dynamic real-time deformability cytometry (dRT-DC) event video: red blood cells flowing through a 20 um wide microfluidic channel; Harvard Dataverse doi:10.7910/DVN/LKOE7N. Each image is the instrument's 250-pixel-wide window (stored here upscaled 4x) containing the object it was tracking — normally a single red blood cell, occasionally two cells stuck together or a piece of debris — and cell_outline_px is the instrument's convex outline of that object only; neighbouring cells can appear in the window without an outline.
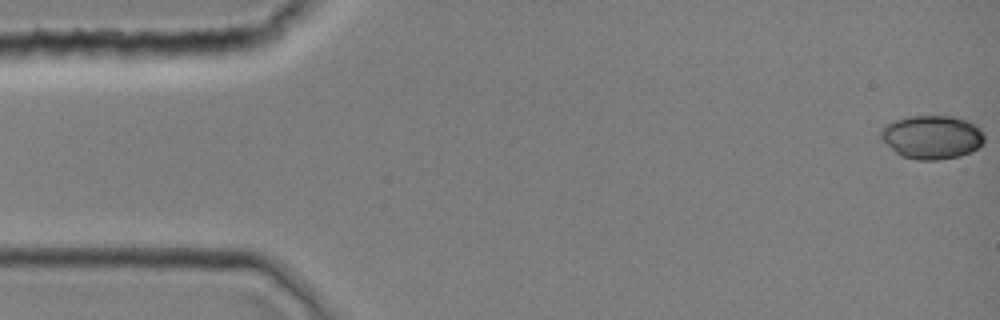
{"species": "common noctule bat (a hibernating species)", "species_latin": "Nyctalus noctula", "temperature_condition": "room temperature", "stored_images_in_passage": 40, "camera_frame_rate_fps": 3000, "um_per_image_px": 0.085, "animal": {"sex": "female", "body_mass_g": 19.0, "forearm_length_mm": 51.5}, "frame": {"image": 1, "passage_image": 1, "time_ms": 0.0, "image_size_px": [1000, 320], "cell_outline_px": [[984, 140], [972, 152], [960, 156], [936, 160], [916, 160], [900, 156], [880, 136], [880, 128], [884, 124], [908, 116], [952, 116], [968, 120], [976, 124], [984, 132]], "centroid_in_image_um": [79.23, 11.64], "position_along_channel_um": 5.8, "area_um2": 26.47}}
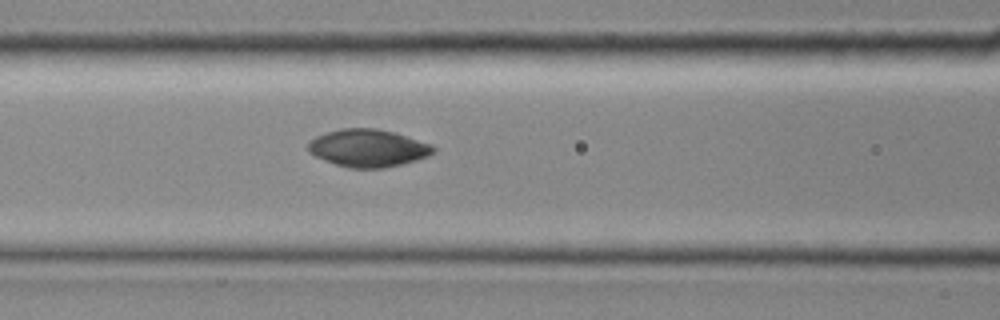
{"frame": {"image": 2, "passage_image": 17, "time_ms": 5.333, "image_size_px": [1000, 320], "cell_outline_px": [[436, 152], [428, 156], [416, 160], [384, 168], [348, 168], [324, 160], [308, 152], [308, 140], [316, 136], [340, 128], [376, 128], [392, 132], [432, 144], [436, 148]], "centroid_in_image_um": [31.27, 12.59], "position_along_channel_um": 135.3, "area_um2": 27.4}}
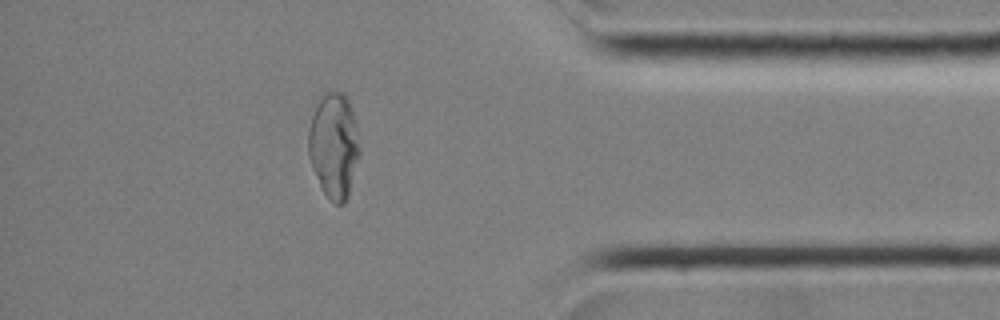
{"frame": {"image": 3, "passage_image": 35, "time_ms": 11.333, "image_size_px": [1000, 320], "cell_outline_px": [[360, 156], [348, 196], [344, 204], [336, 204], [328, 200], [312, 168], [308, 156], [308, 128], [316, 96], [320, 92], [328, 88], [340, 92], [348, 100], [352, 108], [356, 124], [360, 148]], "centroid_in_image_um": [28.36, 12.28], "position_along_channel_um": 406.8, "area_um2": 32.43}}